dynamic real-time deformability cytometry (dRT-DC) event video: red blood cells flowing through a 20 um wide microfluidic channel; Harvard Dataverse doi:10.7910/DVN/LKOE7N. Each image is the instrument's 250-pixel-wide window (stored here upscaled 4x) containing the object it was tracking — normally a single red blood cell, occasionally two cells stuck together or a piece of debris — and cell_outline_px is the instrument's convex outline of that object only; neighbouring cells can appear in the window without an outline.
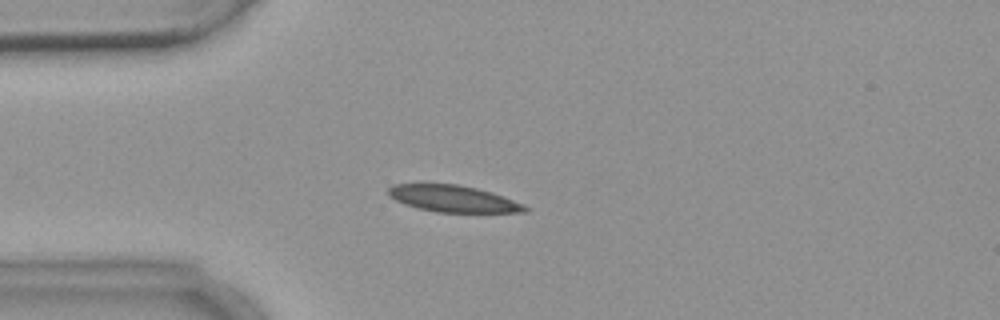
{"species": "common noctule bat (a hibernating species)", "species_latin": "Nyctalus noctula", "temperature_condition": "warm", "stored_images_in_passage": 6, "camera_frame_rate_fps": 3000, "um_per_image_px": 0.085, "animal": {"sex": "female", "body_mass_g": 18.4}, "frame": {"image": 1, "passage_image": 4, "time_ms": 4.0, "image_size_px": [1000, 320], "cell_outline_px": [[528, 212], [436, 212], [416, 208], [404, 204], [388, 196], [388, 188], [392, 184], [456, 184], [476, 188], [492, 192], [504, 196], [524, 204], [528, 208]], "centroid_in_image_um": [38.51, 16.89], "position_along_channel_um": 46.5, "area_um2": 21.27}}